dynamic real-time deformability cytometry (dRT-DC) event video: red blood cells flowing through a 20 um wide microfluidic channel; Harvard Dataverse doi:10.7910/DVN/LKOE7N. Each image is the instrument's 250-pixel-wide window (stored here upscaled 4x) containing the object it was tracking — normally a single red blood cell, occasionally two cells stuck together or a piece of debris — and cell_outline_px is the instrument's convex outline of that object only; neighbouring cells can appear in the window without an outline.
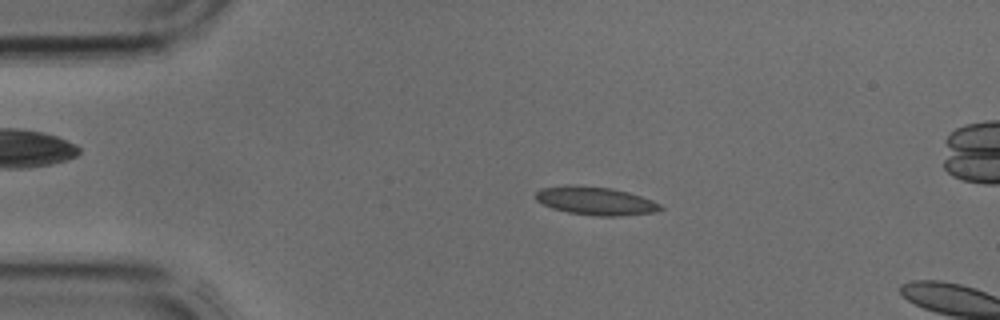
{"species": "common noctule bat (a hibernating species)", "species_latin": "Nyctalus noctula", "temperature_condition": "cold", "stored_images_in_passage": 3, "camera_frame_rate_fps": 3000, "um_per_image_px": 0.085, "animal": {"sex": "male", "body_mass_g": 17.9, "forearm_length_mm": 54.2}, "frame": {"image": 1, "passage_image": 2, "time_ms": 0.333, "image_size_px": [1000, 320], "cell_outline_px": [[664, 208], [656, 212], [620, 216], [596, 216], [568, 212], [552, 208], [536, 200], [536, 192], [540, 188], [564, 184], [572, 184], [612, 188], [628, 192], [652, 200], [660, 204]], "centroid_in_image_um": [50.6, 17.06], "position_along_channel_um": 34.4, "area_um2": 20.69}}